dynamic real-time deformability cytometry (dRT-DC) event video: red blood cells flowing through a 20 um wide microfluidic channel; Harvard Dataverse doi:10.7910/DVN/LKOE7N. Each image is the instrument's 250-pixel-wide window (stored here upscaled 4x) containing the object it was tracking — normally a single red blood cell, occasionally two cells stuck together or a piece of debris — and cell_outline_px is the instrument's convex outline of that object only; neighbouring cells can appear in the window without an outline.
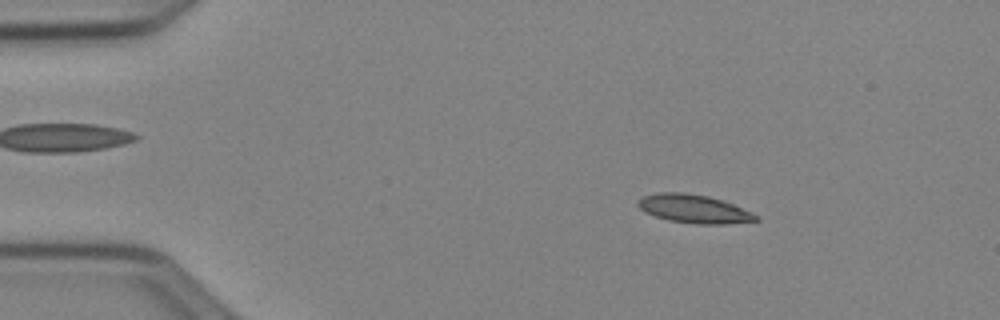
{"species": "Egyptian fruit bat (a non-hibernating species)", "species_latin": "Rousettus aegyptiacus", "temperature_condition": "cold", "stored_images_in_passage": 23, "camera_frame_rate_fps": 3000, "um_per_image_px": 0.085, "animal": {"sex": "female"}, "frame": {"image": 1, "passage_image": 8, "time_ms": 2.333, "image_size_px": [1000, 320], "cell_outline_px": [[760, 220], [724, 224], [696, 224], [668, 220], [644, 212], [636, 204], [636, 200], [644, 196], [656, 192], [684, 192], [708, 196], [724, 200], [760, 216]], "centroid_in_image_um": [58.97, 17.74], "position_along_channel_um": 26.0, "area_um2": 19.71}}
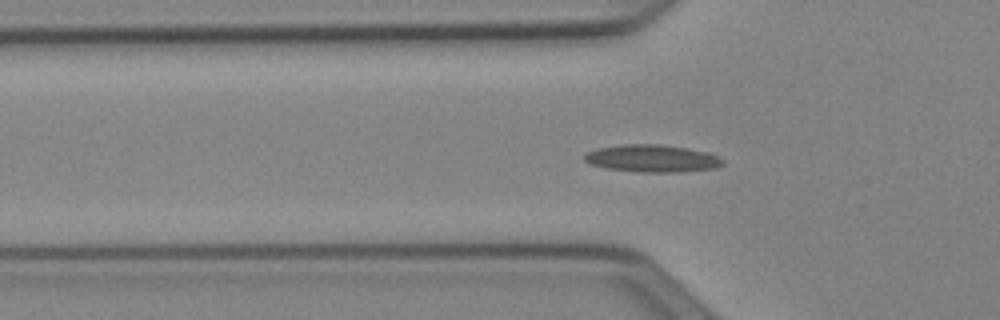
{"frame": {"image": 2, "passage_image": 17, "time_ms": 5.333, "image_size_px": [1000, 320], "cell_outline_px": [[724, 164], [716, 168], [676, 172], [636, 172], [604, 168], [592, 164], [584, 160], [584, 156], [588, 152], [596, 148], [624, 144], [660, 144], [712, 152], [724, 160]], "centroid_in_image_um": [55.47, 13.46], "position_along_channel_um": 70.3, "area_um2": 22.25}}
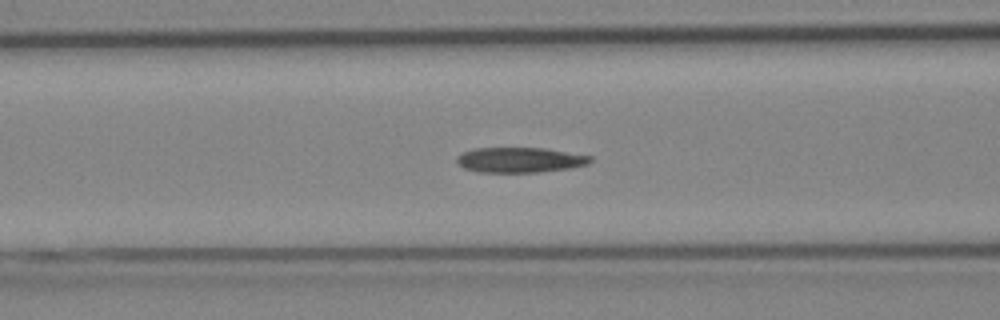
{"frame": {"image": 3, "passage_image": 21, "time_ms": 6.667, "image_size_px": [1000, 320], "cell_outline_px": [[592, 160], [588, 164], [568, 168], [540, 172], [480, 172], [464, 168], [456, 160], [456, 156], [460, 152], [476, 148], [544, 148], [592, 156]], "centroid_in_image_um": [44.17, 13.59], "position_along_channel_um": 122.4, "area_um2": 19.54}}